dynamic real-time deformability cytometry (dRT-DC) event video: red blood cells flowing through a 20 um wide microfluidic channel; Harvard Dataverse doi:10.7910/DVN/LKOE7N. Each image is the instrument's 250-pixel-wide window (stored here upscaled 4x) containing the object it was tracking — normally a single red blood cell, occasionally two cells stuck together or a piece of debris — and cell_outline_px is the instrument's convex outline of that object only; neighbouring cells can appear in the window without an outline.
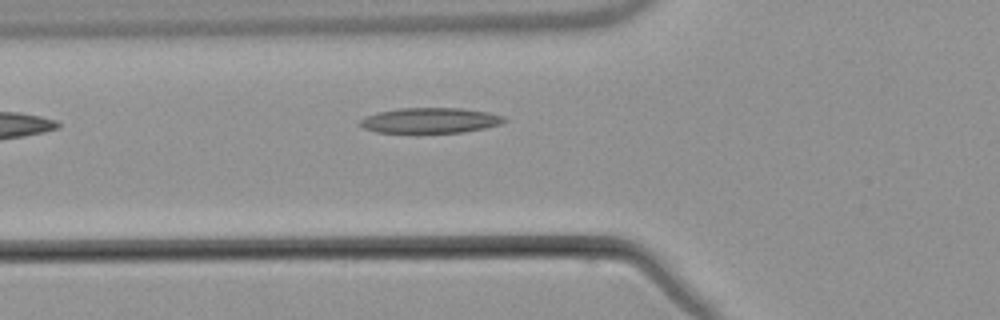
{"species": "common noctule bat (a hibernating species)", "species_latin": "Nyctalus noctula", "temperature_condition": "warm", "stored_images_in_passage": 3, "camera_frame_rate_fps": 3000, "um_per_image_px": 0.085, "animal": {"sex": "male", "body_mass_g": 21.5, "forearm_length_mm": 52.0}, "frame": {"image": 1, "passage_image": 3, "time_ms": 2.667, "image_size_px": [1000, 320], "cell_outline_px": [[508, 120], [500, 124], [484, 128], [464, 132], [376, 132], [364, 128], [360, 124], [360, 120], [376, 112], [400, 108], [460, 108], [488, 112], [504, 116]], "centroid_in_image_um": [36.6, 10.23], "position_along_channel_um": 89.2, "area_um2": 21.1}}